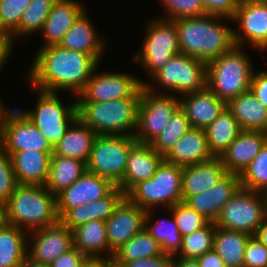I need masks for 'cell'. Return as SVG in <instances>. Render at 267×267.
Masks as SVG:
<instances>
[{
  "label": "cell",
  "instance_id": "d6986e66",
  "mask_svg": "<svg viewBox=\"0 0 267 267\" xmlns=\"http://www.w3.org/2000/svg\"><path fill=\"white\" fill-rule=\"evenodd\" d=\"M240 188L239 175L228 173L211 189L188 196L183 202L209 222L215 223L223 206Z\"/></svg>",
  "mask_w": 267,
  "mask_h": 267
},
{
  "label": "cell",
  "instance_id": "1f68e13d",
  "mask_svg": "<svg viewBox=\"0 0 267 267\" xmlns=\"http://www.w3.org/2000/svg\"><path fill=\"white\" fill-rule=\"evenodd\" d=\"M87 171L86 162L59 155H51L45 188L57 196Z\"/></svg>",
  "mask_w": 267,
  "mask_h": 267
},
{
  "label": "cell",
  "instance_id": "ee69618b",
  "mask_svg": "<svg viewBox=\"0 0 267 267\" xmlns=\"http://www.w3.org/2000/svg\"><path fill=\"white\" fill-rule=\"evenodd\" d=\"M161 2L167 11L166 20L206 15L201 0H161Z\"/></svg>",
  "mask_w": 267,
  "mask_h": 267
},
{
  "label": "cell",
  "instance_id": "603a6c76",
  "mask_svg": "<svg viewBox=\"0 0 267 267\" xmlns=\"http://www.w3.org/2000/svg\"><path fill=\"white\" fill-rule=\"evenodd\" d=\"M227 174L220 157H213L205 162L184 166L182 170L183 201L188 196L211 189Z\"/></svg>",
  "mask_w": 267,
  "mask_h": 267
},
{
  "label": "cell",
  "instance_id": "6da1fadb",
  "mask_svg": "<svg viewBox=\"0 0 267 267\" xmlns=\"http://www.w3.org/2000/svg\"><path fill=\"white\" fill-rule=\"evenodd\" d=\"M98 66L90 54L50 45L41 47L36 54L27 80L31 87L41 91L69 90L78 96Z\"/></svg>",
  "mask_w": 267,
  "mask_h": 267
},
{
  "label": "cell",
  "instance_id": "9a60e30c",
  "mask_svg": "<svg viewBox=\"0 0 267 267\" xmlns=\"http://www.w3.org/2000/svg\"><path fill=\"white\" fill-rule=\"evenodd\" d=\"M231 21L241 29L233 30L236 46L244 47L249 42L257 50L267 51V2L239 4Z\"/></svg>",
  "mask_w": 267,
  "mask_h": 267
},
{
  "label": "cell",
  "instance_id": "3957f363",
  "mask_svg": "<svg viewBox=\"0 0 267 267\" xmlns=\"http://www.w3.org/2000/svg\"><path fill=\"white\" fill-rule=\"evenodd\" d=\"M7 224L26 233L57 223V196L45 185L17 184L6 202ZM28 230V231H27Z\"/></svg>",
  "mask_w": 267,
  "mask_h": 267
},
{
  "label": "cell",
  "instance_id": "ab89813d",
  "mask_svg": "<svg viewBox=\"0 0 267 267\" xmlns=\"http://www.w3.org/2000/svg\"><path fill=\"white\" fill-rule=\"evenodd\" d=\"M215 223L209 222L205 227L183 236L179 258L196 259L213 250Z\"/></svg>",
  "mask_w": 267,
  "mask_h": 267
},
{
  "label": "cell",
  "instance_id": "f1b7e54d",
  "mask_svg": "<svg viewBox=\"0 0 267 267\" xmlns=\"http://www.w3.org/2000/svg\"><path fill=\"white\" fill-rule=\"evenodd\" d=\"M97 136L90 127L77 117L65 135L53 147L52 155L75 158L87 163Z\"/></svg>",
  "mask_w": 267,
  "mask_h": 267
},
{
  "label": "cell",
  "instance_id": "7c38bea8",
  "mask_svg": "<svg viewBox=\"0 0 267 267\" xmlns=\"http://www.w3.org/2000/svg\"><path fill=\"white\" fill-rule=\"evenodd\" d=\"M146 28L147 34L142 41V48L133 57L152 76L171 57L180 53L178 34L175 23L171 20L155 19Z\"/></svg>",
  "mask_w": 267,
  "mask_h": 267
},
{
  "label": "cell",
  "instance_id": "6f0895ef",
  "mask_svg": "<svg viewBox=\"0 0 267 267\" xmlns=\"http://www.w3.org/2000/svg\"><path fill=\"white\" fill-rule=\"evenodd\" d=\"M7 224L6 202L0 199V227Z\"/></svg>",
  "mask_w": 267,
  "mask_h": 267
},
{
  "label": "cell",
  "instance_id": "94428289",
  "mask_svg": "<svg viewBox=\"0 0 267 267\" xmlns=\"http://www.w3.org/2000/svg\"><path fill=\"white\" fill-rule=\"evenodd\" d=\"M239 4L242 3H258V2H267V0H238Z\"/></svg>",
  "mask_w": 267,
  "mask_h": 267
},
{
  "label": "cell",
  "instance_id": "680465c9",
  "mask_svg": "<svg viewBox=\"0 0 267 267\" xmlns=\"http://www.w3.org/2000/svg\"><path fill=\"white\" fill-rule=\"evenodd\" d=\"M20 267H49V265L33 261L27 256L21 263Z\"/></svg>",
  "mask_w": 267,
  "mask_h": 267
},
{
  "label": "cell",
  "instance_id": "f907efd6",
  "mask_svg": "<svg viewBox=\"0 0 267 267\" xmlns=\"http://www.w3.org/2000/svg\"><path fill=\"white\" fill-rule=\"evenodd\" d=\"M250 90L267 107V71L253 72Z\"/></svg>",
  "mask_w": 267,
  "mask_h": 267
},
{
  "label": "cell",
  "instance_id": "c3c4849f",
  "mask_svg": "<svg viewBox=\"0 0 267 267\" xmlns=\"http://www.w3.org/2000/svg\"><path fill=\"white\" fill-rule=\"evenodd\" d=\"M115 267H173V257L162 254L158 257L144 258L132 262H114Z\"/></svg>",
  "mask_w": 267,
  "mask_h": 267
},
{
  "label": "cell",
  "instance_id": "f35d334b",
  "mask_svg": "<svg viewBox=\"0 0 267 267\" xmlns=\"http://www.w3.org/2000/svg\"><path fill=\"white\" fill-rule=\"evenodd\" d=\"M190 128L185 111L179 107L150 145L158 154L165 156Z\"/></svg>",
  "mask_w": 267,
  "mask_h": 267
},
{
  "label": "cell",
  "instance_id": "8992f818",
  "mask_svg": "<svg viewBox=\"0 0 267 267\" xmlns=\"http://www.w3.org/2000/svg\"><path fill=\"white\" fill-rule=\"evenodd\" d=\"M182 170V166L163 160L152 178L134 185L125 197L146 211L159 205L169 209L183 201Z\"/></svg>",
  "mask_w": 267,
  "mask_h": 267
},
{
  "label": "cell",
  "instance_id": "44dd1931",
  "mask_svg": "<svg viewBox=\"0 0 267 267\" xmlns=\"http://www.w3.org/2000/svg\"><path fill=\"white\" fill-rule=\"evenodd\" d=\"M267 142V132L243 130L220 157L226 171L240 175Z\"/></svg>",
  "mask_w": 267,
  "mask_h": 267
},
{
  "label": "cell",
  "instance_id": "e0dca14e",
  "mask_svg": "<svg viewBox=\"0 0 267 267\" xmlns=\"http://www.w3.org/2000/svg\"><path fill=\"white\" fill-rule=\"evenodd\" d=\"M145 215L146 210L126 197L119 203L105 221L107 241L113 253L145 227Z\"/></svg>",
  "mask_w": 267,
  "mask_h": 267
},
{
  "label": "cell",
  "instance_id": "91938a15",
  "mask_svg": "<svg viewBox=\"0 0 267 267\" xmlns=\"http://www.w3.org/2000/svg\"><path fill=\"white\" fill-rule=\"evenodd\" d=\"M9 111L10 109H6L0 99V133L2 132L4 120Z\"/></svg>",
  "mask_w": 267,
  "mask_h": 267
},
{
  "label": "cell",
  "instance_id": "7dc6e473",
  "mask_svg": "<svg viewBox=\"0 0 267 267\" xmlns=\"http://www.w3.org/2000/svg\"><path fill=\"white\" fill-rule=\"evenodd\" d=\"M205 14L232 19L237 11L238 0H201Z\"/></svg>",
  "mask_w": 267,
  "mask_h": 267
},
{
  "label": "cell",
  "instance_id": "4dcf8cb0",
  "mask_svg": "<svg viewBox=\"0 0 267 267\" xmlns=\"http://www.w3.org/2000/svg\"><path fill=\"white\" fill-rule=\"evenodd\" d=\"M243 130L267 132V107L248 90L226 104Z\"/></svg>",
  "mask_w": 267,
  "mask_h": 267
},
{
  "label": "cell",
  "instance_id": "e575fe53",
  "mask_svg": "<svg viewBox=\"0 0 267 267\" xmlns=\"http://www.w3.org/2000/svg\"><path fill=\"white\" fill-rule=\"evenodd\" d=\"M25 232L10 224L0 227V267H20L29 246Z\"/></svg>",
  "mask_w": 267,
  "mask_h": 267
},
{
  "label": "cell",
  "instance_id": "f546056e",
  "mask_svg": "<svg viewBox=\"0 0 267 267\" xmlns=\"http://www.w3.org/2000/svg\"><path fill=\"white\" fill-rule=\"evenodd\" d=\"M73 246L87 258H110L114 253L110 250L106 236V222L91 220L73 229ZM107 253L104 255V253Z\"/></svg>",
  "mask_w": 267,
  "mask_h": 267
},
{
  "label": "cell",
  "instance_id": "ac0fdd59",
  "mask_svg": "<svg viewBox=\"0 0 267 267\" xmlns=\"http://www.w3.org/2000/svg\"><path fill=\"white\" fill-rule=\"evenodd\" d=\"M115 185L106 178L86 171L57 195V212L61 218L70 208L83 206L106 196Z\"/></svg>",
  "mask_w": 267,
  "mask_h": 267
},
{
  "label": "cell",
  "instance_id": "cb8c5ba5",
  "mask_svg": "<svg viewBox=\"0 0 267 267\" xmlns=\"http://www.w3.org/2000/svg\"><path fill=\"white\" fill-rule=\"evenodd\" d=\"M85 11L77 0H56L42 28L44 45H59L64 35Z\"/></svg>",
  "mask_w": 267,
  "mask_h": 267
},
{
  "label": "cell",
  "instance_id": "484cf974",
  "mask_svg": "<svg viewBox=\"0 0 267 267\" xmlns=\"http://www.w3.org/2000/svg\"><path fill=\"white\" fill-rule=\"evenodd\" d=\"M84 11L74 22L72 27L64 35L60 46L69 49L90 54L98 63H100L106 42L103 41L95 29L90 17Z\"/></svg>",
  "mask_w": 267,
  "mask_h": 267
},
{
  "label": "cell",
  "instance_id": "7bdbcfd3",
  "mask_svg": "<svg viewBox=\"0 0 267 267\" xmlns=\"http://www.w3.org/2000/svg\"><path fill=\"white\" fill-rule=\"evenodd\" d=\"M31 0H0V33L10 36L20 24Z\"/></svg>",
  "mask_w": 267,
  "mask_h": 267
},
{
  "label": "cell",
  "instance_id": "8d00e7d4",
  "mask_svg": "<svg viewBox=\"0 0 267 267\" xmlns=\"http://www.w3.org/2000/svg\"><path fill=\"white\" fill-rule=\"evenodd\" d=\"M162 254L160 244L144 227L114 253L113 262H132Z\"/></svg>",
  "mask_w": 267,
  "mask_h": 267
},
{
  "label": "cell",
  "instance_id": "5b68a950",
  "mask_svg": "<svg viewBox=\"0 0 267 267\" xmlns=\"http://www.w3.org/2000/svg\"><path fill=\"white\" fill-rule=\"evenodd\" d=\"M243 49L235 45L207 63V87L226 104L250 90L254 69Z\"/></svg>",
  "mask_w": 267,
  "mask_h": 267
},
{
  "label": "cell",
  "instance_id": "836d02e7",
  "mask_svg": "<svg viewBox=\"0 0 267 267\" xmlns=\"http://www.w3.org/2000/svg\"><path fill=\"white\" fill-rule=\"evenodd\" d=\"M251 235L215 226L213 249L225 267H244V253Z\"/></svg>",
  "mask_w": 267,
  "mask_h": 267
},
{
  "label": "cell",
  "instance_id": "60d3db41",
  "mask_svg": "<svg viewBox=\"0 0 267 267\" xmlns=\"http://www.w3.org/2000/svg\"><path fill=\"white\" fill-rule=\"evenodd\" d=\"M239 178L241 188L267 194V142Z\"/></svg>",
  "mask_w": 267,
  "mask_h": 267
},
{
  "label": "cell",
  "instance_id": "d6a6232c",
  "mask_svg": "<svg viewBox=\"0 0 267 267\" xmlns=\"http://www.w3.org/2000/svg\"><path fill=\"white\" fill-rule=\"evenodd\" d=\"M204 130L208 148L213 157H221L228 146L243 131L227 107Z\"/></svg>",
  "mask_w": 267,
  "mask_h": 267
},
{
  "label": "cell",
  "instance_id": "83f0119b",
  "mask_svg": "<svg viewBox=\"0 0 267 267\" xmlns=\"http://www.w3.org/2000/svg\"><path fill=\"white\" fill-rule=\"evenodd\" d=\"M124 198L125 193L118 186H115L106 196L99 200L70 208L60 218V221L70 230L91 220L106 221Z\"/></svg>",
  "mask_w": 267,
  "mask_h": 267
},
{
  "label": "cell",
  "instance_id": "9f6ffc18",
  "mask_svg": "<svg viewBox=\"0 0 267 267\" xmlns=\"http://www.w3.org/2000/svg\"><path fill=\"white\" fill-rule=\"evenodd\" d=\"M254 236L267 248V219L259 226Z\"/></svg>",
  "mask_w": 267,
  "mask_h": 267
},
{
  "label": "cell",
  "instance_id": "b9f144b4",
  "mask_svg": "<svg viewBox=\"0 0 267 267\" xmlns=\"http://www.w3.org/2000/svg\"><path fill=\"white\" fill-rule=\"evenodd\" d=\"M173 215L178 230L182 236L192 233L205 227L209 221L200 215L197 211L193 210L186 203L179 202L173 207L167 209Z\"/></svg>",
  "mask_w": 267,
  "mask_h": 267
},
{
  "label": "cell",
  "instance_id": "4316f807",
  "mask_svg": "<svg viewBox=\"0 0 267 267\" xmlns=\"http://www.w3.org/2000/svg\"><path fill=\"white\" fill-rule=\"evenodd\" d=\"M204 129L190 128L164 156L169 163L188 166L212 159Z\"/></svg>",
  "mask_w": 267,
  "mask_h": 267
},
{
  "label": "cell",
  "instance_id": "5bb4252c",
  "mask_svg": "<svg viewBox=\"0 0 267 267\" xmlns=\"http://www.w3.org/2000/svg\"><path fill=\"white\" fill-rule=\"evenodd\" d=\"M97 67L77 101L102 102L131 97L145 82L126 73L106 72L97 74Z\"/></svg>",
  "mask_w": 267,
  "mask_h": 267
},
{
  "label": "cell",
  "instance_id": "681fc988",
  "mask_svg": "<svg viewBox=\"0 0 267 267\" xmlns=\"http://www.w3.org/2000/svg\"><path fill=\"white\" fill-rule=\"evenodd\" d=\"M86 259L87 257L73 246L55 259L49 267H81Z\"/></svg>",
  "mask_w": 267,
  "mask_h": 267
},
{
  "label": "cell",
  "instance_id": "816d5d0a",
  "mask_svg": "<svg viewBox=\"0 0 267 267\" xmlns=\"http://www.w3.org/2000/svg\"><path fill=\"white\" fill-rule=\"evenodd\" d=\"M199 267H225L223 260L213 249L195 259Z\"/></svg>",
  "mask_w": 267,
  "mask_h": 267
},
{
  "label": "cell",
  "instance_id": "52a82bcc",
  "mask_svg": "<svg viewBox=\"0 0 267 267\" xmlns=\"http://www.w3.org/2000/svg\"><path fill=\"white\" fill-rule=\"evenodd\" d=\"M266 219V193L240 188L223 206L215 225L254 236Z\"/></svg>",
  "mask_w": 267,
  "mask_h": 267
},
{
  "label": "cell",
  "instance_id": "8fae6325",
  "mask_svg": "<svg viewBox=\"0 0 267 267\" xmlns=\"http://www.w3.org/2000/svg\"><path fill=\"white\" fill-rule=\"evenodd\" d=\"M153 77V78H152ZM156 83L182 96L207 87V63L178 53L171 57L152 76Z\"/></svg>",
  "mask_w": 267,
  "mask_h": 267
},
{
  "label": "cell",
  "instance_id": "74e56055",
  "mask_svg": "<svg viewBox=\"0 0 267 267\" xmlns=\"http://www.w3.org/2000/svg\"><path fill=\"white\" fill-rule=\"evenodd\" d=\"M55 1L31 0V3L22 14L19 27L9 36L11 44L13 45L14 40L20 36L41 32Z\"/></svg>",
  "mask_w": 267,
  "mask_h": 267
},
{
  "label": "cell",
  "instance_id": "4fadbf2b",
  "mask_svg": "<svg viewBox=\"0 0 267 267\" xmlns=\"http://www.w3.org/2000/svg\"><path fill=\"white\" fill-rule=\"evenodd\" d=\"M1 148L8 154L26 149L53 151L50 143L21 109H11L6 115L1 132Z\"/></svg>",
  "mask_w": 267,
  "mask_h": 267
},
{
  "label": "cell",
  "instance_id": "bcb514c9",
  "mask_svg": "<svg viewBox=\"0 0 267 267\" xmlns=\"http://www.w3.org/2000/svg\"><path fill=\"white\" fill-rule=\"evenodd\" d=\"M244 267H267V248L255 236L247 241Z\"/></svg>",
  "mask_w": 267,
  "mask_h": 267
},
{
  "label": "cell",
  "instance_id": "277c9868",
  "mask_svg": "<svg viewBox=\"0 0 267 267\" xmlns=\"http://www.w3.org/2000/svg\"><path fill=\"white\" fill-rule=\"evenodd\" d=\"M141 87L129 98L110 101H76L78 117L97 135L134 136Z\"/></svg>",
  "mask_w": 267,
  "mask_h": 267
},
{
  "label": "cell",
  "instance_id": "ffe728a7",
  "mask_svg": "<svg viewBox=\"0 0 267 267\" xmlns=\"http://www.w3.org/2000/svg\"><path fill=\"white\" fill-rule=\"evenodd\" d=\"M164 156L150 144L136 142L129 151L123 180L117 185L125 194L137 183L154 176Z\"/></svg>",
  "mask_w": 267,
  "mask_h": 267
},
{
  "label": "cell",
  "instance_id": "7402d4cb",
  "mask_svg": "<svg viewBox=\"0 0 267 267\" xmlns=\"http://www.w3.org/2000/svg\"><path fill=\"white\" fill-rule=\"evenodd\" d=\"M182 96L180 107L185 111L191 128L205 129L226 108V103L208 87Z\"/></svg>",
  "mask_w": 267,
  "mask_h": 267
},
{
  "label": "cell",
  "instance_id": "30bf717a",
  "mask_svg": "<svg viewBox=\"0 0 267 267\" xmlns=\"http://www.w3.org/2000/svg\"><path fill=\"white\" fill-rule=\"evenodd\" d=\"M136 142L134 136L98 135L86 163L87 171L117 186L123 180L130 148Z\"/></svg>",
  "mask_w": 267,
  "mask_h": 267
},
{
  "label": "cell",
  "instance_id": "11a10c76",
  "mask_svg": "<svg viewBox=\"0 0 267 267\" xmlns=\"http://www.w3.org/2000/svg\"><path fill=\"white\" fill-rule=\"evenodd\" d=\"M173 267H199V265L195 259H182L177 256H174Z\"/></svg>",
  "mask_w": 267,
  "mask_h": 267
},
{
  "label": "cell",
  "instance_id": "2e32d148",
  "mask_svg": "<svg viewBox=\"0 0 267 267\" xmlns=\"http://www.w3.org/2000/svg\"><path fill=\"white\" fill-rule=\"evenodd\" d=\"M28 235L34 242L32 248L27 250V256L43 264L50 265L73 247V230L60 220L53 225L28 232Z\"/></svg>",
  "mask_w": 267,
  "mask_h": 267
},
{
  "label": "cell",
  "instance_id": "db71d44e",
  "mask_svg": "<svg viewBox=\"0 0 267 267\" xmlns=\"http://www.w3.org/2000/svg\"><path fill=\"white\" fill-rule=\"evenodd\" d=\"M81 267H115L110 258H87Z\"/></svg>",
  "mask_w": 267,
  "mask_h": 267
},
{
  "label": "cell",
  "instance_id": "f5cc1de1",
  "mask_svg": "<svg viewBox=\"0 0 267 267\" xmlns=\"http://www.w3.org/2000/svg\"><path fill=\"white\" fill-rule=\"evenodd\" d=\"M13 46L10 42V39L5 34L0 33V71L5 62L7 63V59L9 60V56L12 53Z\"/></svg>",
  "mask_w": 267,
  "mask_h": 267
},
{
  "label": "cell",
  "instance_id": "d590c367",
  "mask_svg": "<svg viewBox=\"0 0 267 267\" xmlns=\"http://www.w3.org/2000/svg\"><path fill=\"white\" fill-rule=\"evenodd\" d=\"M154 209L146 211L145 228L160 244L161 250L164 254L174 257L177 256L182 247L183 236L180 234L176 220L172 215L171 218L158 219L152 225L151 219ZM150 224V225H149Z\"/></svg>",
  "mask_w": 267,
  "mask_h": 267
},
{
  "label": "cell",
  "instance_id": "d4e9b609",
  "mask_svg": "<svg viewBox=\"0 0 267 267\" xmlns=\"http://www.w3.org/2000/svg\"><path fill=\"white\" fill-rule=\"evenodd\" d=\"M52 154L29 149L9 154L17 184L45 185Z\"/></svg>",
  "mask_w": 267,
  "mask_h": 267
},
{
  "label": "cell",
  "instance_id": "ba28073f",
  "mask_svg": "<svg viewBox=\"0 0 267 267\" xmlns=\"http://www.w3.org/2000/svg\"><path fill=\"white\" fill-rule=\"evenodd\" d=\"M159 94L153 84L141 86L137 127L134 138L139 143L150 144L159 135L174 112L180 107V99L171 94Z\"/></svg>",
  "mask_w": 267,
  "mask_h": 267
},
{
  "label": "cell",
  "instance_id": "7a4b0ae2",
  "mask_svg": "<svg viewBox=\"0 0 267 267\" xmlns=\"http://www.w3.org/2000/svg\"><path fill=\"white\" fill-rule=\"evenodd\" d=\"M221 16L203 15L172 20L175 23L180 53L205 63L230 51L234 46L233 29L220 24Z\"/></svg>",
  "mask_w": 267,
  "mask_h": 267
},
{
  "label": "cell",
  "instance_id": "f6af8a7d",
  "mask_svg": "<svg viewBox=\"0 0 267 267\" xmlns=\"http://www.w3.org/2000/svg\"><path fill=\"white\" fill-rule=\"evenodd\" d=\"M17 185L10 155L0 148V199L8 201Z\"/></svg>",
  "mask_w": 267,
  "mask_h": 267
},
{
  "label": "cell",
  "instance_id": "9c48e42d",
  "mask_svg": "<svg viewBox=\"0 0 267 267\" xmlns=\"http://www.w3.org/2000/svg\"><path fill=\"white\" fill-rule=\"evenodd\" d=\"M36 90L39 93L36 108L30 111L21 110V112L54 147L78 117L76 100L72 104L63 106L58 93Z\"/></svg>",
  "mask_w": 267,
  "mask_h": 267
}]
</instances>
